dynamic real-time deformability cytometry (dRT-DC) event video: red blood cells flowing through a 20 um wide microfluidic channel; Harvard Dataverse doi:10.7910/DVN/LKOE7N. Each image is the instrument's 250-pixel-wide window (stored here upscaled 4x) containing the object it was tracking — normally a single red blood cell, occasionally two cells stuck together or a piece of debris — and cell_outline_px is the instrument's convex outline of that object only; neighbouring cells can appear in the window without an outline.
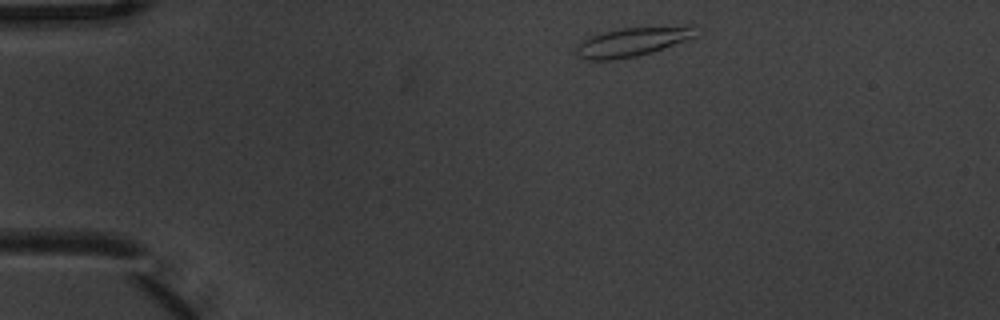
{"species": "common noctule bat (a hibernating species)", "species_latin": "Nyctalus noctula", "temperature_condition": "warm", "stored_images_in_passage": 2, "camera_frame_rate_fps": 3000, "um_per_image_px": 0.085, "animal": {"sex": "male", "body_mass_g": 20.1, "forearm_length_mm": 53.5}, "frame": {"image": 1, "passage_image": 1, "time_ms": 0.0, "image_size_px": [1000, 320], "cell_outline_px": [[704, 28], [700, 36], [652, 52], [636, 56], [612, 60], [588, 60], [580, 56], [576, 52], [576, 48], [580, 40], [604, 32], [620, 28], [684, 24], [696, 24]], "centroid_in_image_um": [53.98, 3.49], "position_along_channel_um": 31.0, "area_um2": 21.21}}